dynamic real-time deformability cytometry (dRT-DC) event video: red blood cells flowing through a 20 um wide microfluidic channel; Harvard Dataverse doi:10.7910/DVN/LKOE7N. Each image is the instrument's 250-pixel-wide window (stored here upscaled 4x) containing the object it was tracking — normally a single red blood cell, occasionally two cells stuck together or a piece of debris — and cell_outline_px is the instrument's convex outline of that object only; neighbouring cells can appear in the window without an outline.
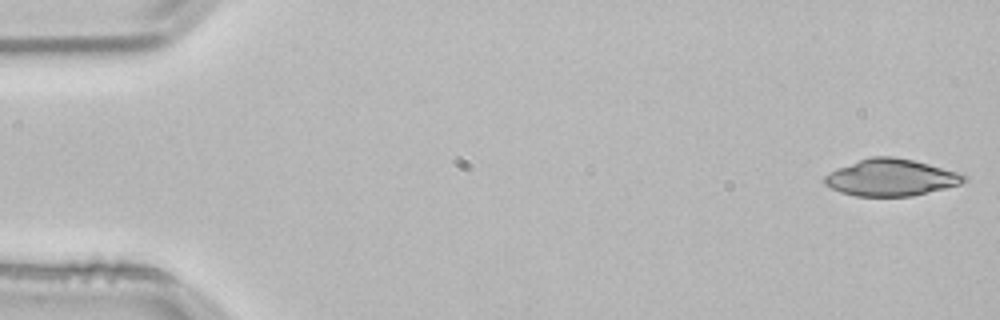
{"species": "common noctule bat (a hibernating species)", "species_latin": "Nyctalus noctula", "temperature_condition": "room temperature", "stored_images_in_passage": 52, "camera_frame_rate_fps": 3000, "um_per_image_px": 0.085, "animal": {"sex": "male", "body_mass_g": 21.5, "forearm_length_mm": 52.0}, "frame": {"image": 1, "passage_image": 1, "time_ms": 0.0, "image_size_px": [1000, 320], "cell_outline_px": [[968, 180], [960, 184], [912, 196], [856, 196], [840, 192], [824, 184], [824, 176], [828, 172], [836, 168], [872, 156], [892, 156], [912, 160], [964, 172], [968, 176]], "centroid_in_image_um": [75.78, 15.08], "position_along_channel_um": 9.2, "area_um2": 30.11}}